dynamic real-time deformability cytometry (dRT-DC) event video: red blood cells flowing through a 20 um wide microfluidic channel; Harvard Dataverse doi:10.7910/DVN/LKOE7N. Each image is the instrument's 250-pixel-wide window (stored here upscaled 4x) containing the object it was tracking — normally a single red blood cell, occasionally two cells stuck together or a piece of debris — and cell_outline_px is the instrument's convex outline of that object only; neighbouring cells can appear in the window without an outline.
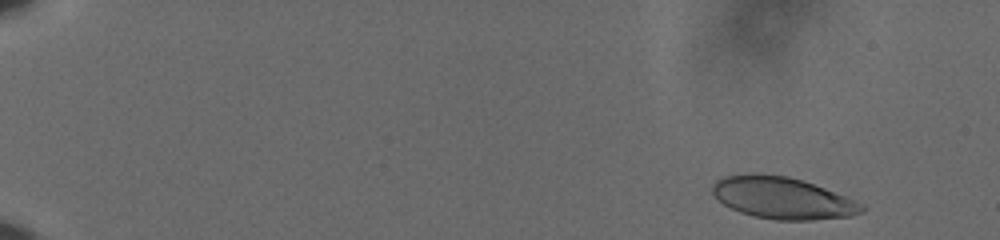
{"species": "human", "species_latin": "Homo sapiens", "temperature_condition": "cold", "stored_images_in_passage": 58, "camera_frame_rate_fps": 3000, "um_per_image_px": 0.085, "donor": {"sex": "male"}, "frame": {"image": 1, "passage_image": 4, "time_ms": 1.0, "image_size_px": [1000, 240], "cell_outline_px": [[864, 212], [852, 216], [812, 220], [776, 220], [756, 216], [740, 212], [724, 204], [712, 192], [712, 184], [716, 180], [724, 176], [744, 172], [756, 172], [788, 176], [824, 188], [844, 196], [860, 204], [864, 208]], "centroid_in_image_um": [66.46, 16.81], "position_along_channel_um": 18.5, "area_um2": 36.24}}
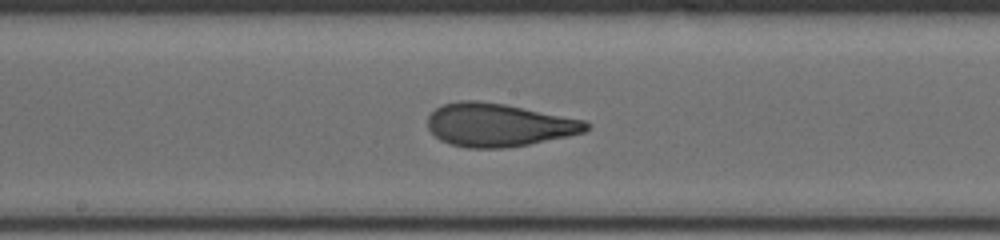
{"frame": {"image": 2, "passage_image": 33, "time_ms": 10.667, "image_size_px": [1000, 240], "cell_outline_px": [[592, 124], [584, 132], [568, 136], [528, 144], [504, 148], [468, 148], [452, 144], [440, 140], [428, 128], [428, 116], [436, 108], [444, 104], [460, 100], [476, 100], [504, 104], [584, 120]], "centroid_in_image_um": [42.37, 10.62], "position_along_channel_um": 205.8, "area_um2": 39.59}}
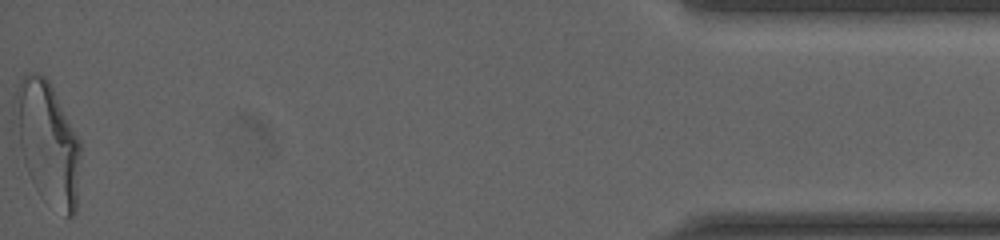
{"frame": {"image": 3, "passage_image": 58, "time_ms": 19.0, "image_size_px": [1000, 240], "cell_outline_px": [[80, 156], [76, 212], [72, 216], [64, 216], [40, 196], [24, 164], [12, 132], [12, 100], [20, 80], [24, 72], [36, 72], [44, 76], [48, 80], [80, 140]], "centroid_in_image_um": [3.97, 12.09], "position_along_channel_um": 431.2, "area_um2": 47.74}, "authors_computed_cell_mechanics": {"area_um2": 39.1306, "velocity_mm_per_s": 3.6219, "shape_relaxation_time_tau1_ms": 7.7448, "shape_relaxation_time_tau2_ms": 1.2016, "deformation_change_tau1": 0.2407, "deformation_change_tau2": 0.0942}}